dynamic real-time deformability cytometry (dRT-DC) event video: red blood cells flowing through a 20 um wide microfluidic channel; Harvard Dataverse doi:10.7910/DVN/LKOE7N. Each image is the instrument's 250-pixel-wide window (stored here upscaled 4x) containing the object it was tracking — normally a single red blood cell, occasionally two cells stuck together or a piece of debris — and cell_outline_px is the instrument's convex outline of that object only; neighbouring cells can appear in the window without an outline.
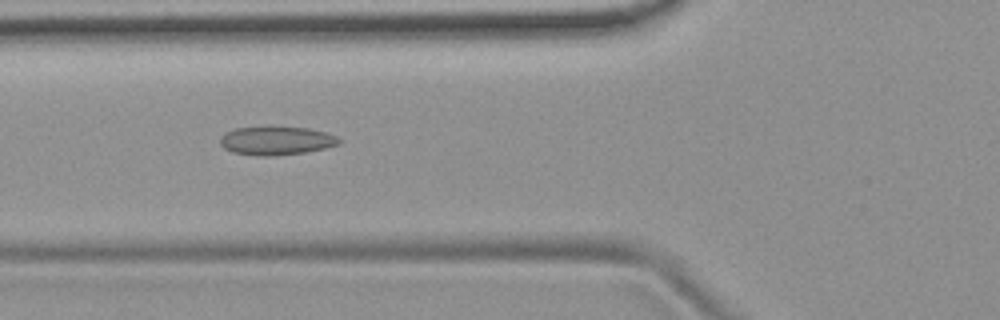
{"species": "common noctule bat (a hibernating species)", "species_latin": "Nyctalus noctula", "temperature_condition": "room temperature", "stored_images_in_passage": 53, "camera_frame_rate_fps": 3000, "um_per_image_px": 0.085, "animal": {"sex": "female", "body_mass_g": 19.9}, "frame": {"image": 1, "passage_image": 20, "time_ms": 6.333, "image_size_px": [1000, 320], "cell_outline_px": [[340, 144], [324, 148], [304, 152], [276, 156], [260, 156], [232, 152], [224, 148], [220, 144], [220, 136], [236, 128], [308, 128], [324, 132], [336, 136], [340, 140]], "centroid_in_image_um": [23.48, 11.98], "position_along_channel_um": 102.3, "area_um2": 19.31}}
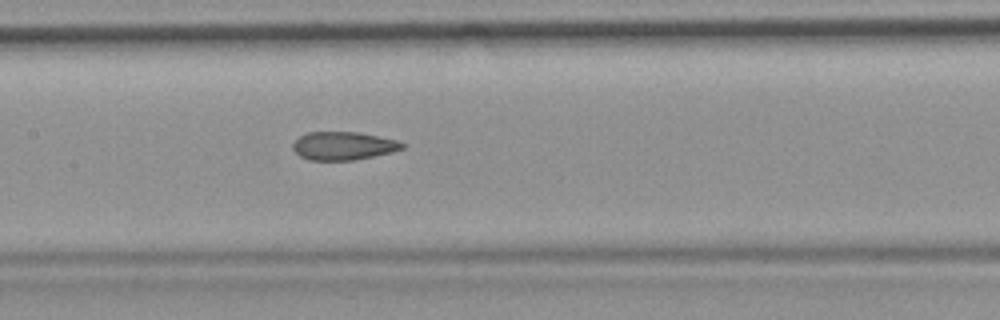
{"frame": {"image": 2, "passage_image": 26, "time_ms": 8.333, "image_size_px": [1000, 320], "cell_outline_px": [[404, 148], [392, 152], [356, 160], [308, 160], [300, 156], [292, 148], [292, 144], [300, 136], [308, 132], [356, 132], [396, 140], [404, 144]], "centroid_in_image_um": [29.16, 12.4], "position_along_channel_um": 178.2, "area_um2": 17.86}}
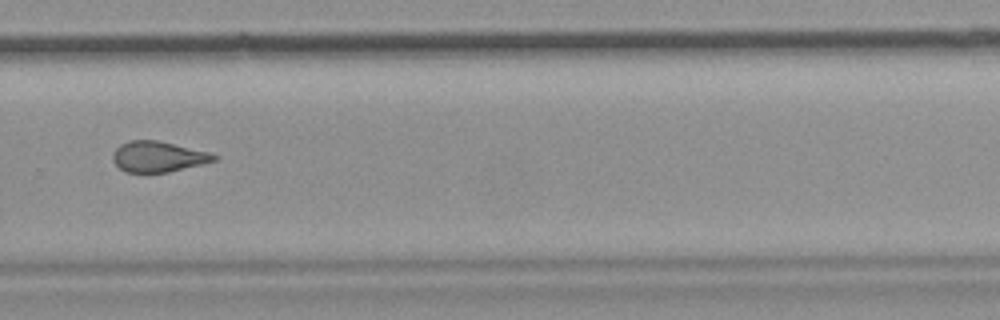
{"frame": {"image": 3, "passage_image": 37, "time_ms": 12.0, "image_size_px": [1000, 320], "cell_outline_px": [[220, 156], [216, 160], [168, 172], [124, 172], [112, 160], [112, 152], [120, 144], [128, 140], [156, 140], [208, 152]], "centroid_in_image_um": [13.39, 13.31], "position_along_channel_um": 316.4, "area_um2": 17.92}, "authors_computed_cell_mechanics": {"area_um2": 18.9006, "velocity_mm_per_s": 3.7845, "shape_relaxation_time_tau1_ms": null, "shape_relaxation_time_tau2_ms": 2.3107, "deformation_change_tau1": null, "deformation_change_tau2": 0.0969}}